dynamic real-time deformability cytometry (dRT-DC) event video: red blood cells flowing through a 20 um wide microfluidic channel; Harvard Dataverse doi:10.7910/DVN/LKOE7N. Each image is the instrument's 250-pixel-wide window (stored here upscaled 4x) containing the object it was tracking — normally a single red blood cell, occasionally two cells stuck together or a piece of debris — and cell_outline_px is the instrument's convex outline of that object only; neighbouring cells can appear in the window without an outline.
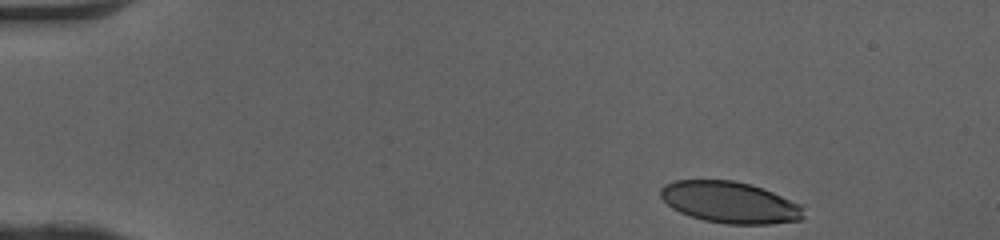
{"species": "human", "species_latin": "Homo sapiens", "temperature_condition": "cold", "stored_images_in_passage": 40, "camera_frame_rate_fps": 3000, "um_per_image_px": 0.085, "donor": {"sex": "female"}, "frame": {"image": 1, "passage_image": 1, "time_ms": 0.0, "image_size_px": [1000, 240], "cell_outline_px": [[804, 216], [800, 220], [768, 224], [728, 224], [704, 220], [680, 212], [672, 208], [660, 196], [660, 188], [664, 184], [676, 180], [732, 180], [752, 184], [772, 192], [800, 204], [804, 208]], "centroid_in_image_um": [62.04, 17.19], "position_along_channel_um": 23.0, "area_um2": 34.51}}
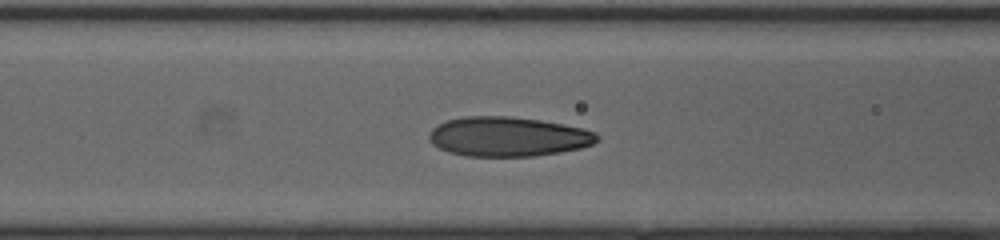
{"frame": {"image": 2, "passage_image": 16, "time_ms": 5.0, "image_size_px": [1000, 240], "cell_outline_px": [[600, 140], [592, 144], [580, 148], [560, 152], [536, 156], [464, 156], [448, 152], [432, 144], [428, 136], [432, 128], [448, 120], [468, 116], [508, 116], [540, 120], [584, 128], [596, 132], [600, 136]], "centroid_in_image_um": [43.21, 11.62], "position_along_channel_um": 123.4, "area_um2": 38.78}}
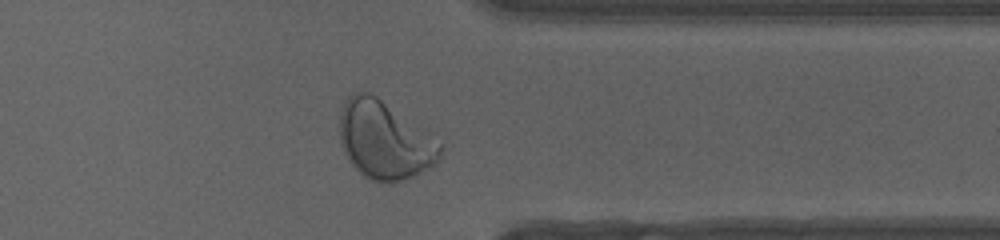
{"frame": {"image": 3, "passage_image": 35, "time_ms": 11.333, "image_size_px": [1000, 240], "cell_outline_px": [[440, 156], [436, 164], [404, 180], [384, 184], [372, 180], [364, 176], [348, 160], [340, 144], [340, 112], [348, 96], [352, 92], [368, 92], [376, 96], [440, 144]], "centroid_in_image_um": [32.61, 11.95], "position_along_channel_um": 378.8, "area_um2": 44.68}, "authors_computed_cell_mechanics": {"area_um2": 37.4255, "velocity_mm_per_s": 4.0797, "shape_relaxation_time_tau1_ms": 3.7478, "shape_relaxation_time_tau2_ms": 0.7468, "deformation_change_tau1": 0.1836, "deformation_change_tau2": 0.071}}